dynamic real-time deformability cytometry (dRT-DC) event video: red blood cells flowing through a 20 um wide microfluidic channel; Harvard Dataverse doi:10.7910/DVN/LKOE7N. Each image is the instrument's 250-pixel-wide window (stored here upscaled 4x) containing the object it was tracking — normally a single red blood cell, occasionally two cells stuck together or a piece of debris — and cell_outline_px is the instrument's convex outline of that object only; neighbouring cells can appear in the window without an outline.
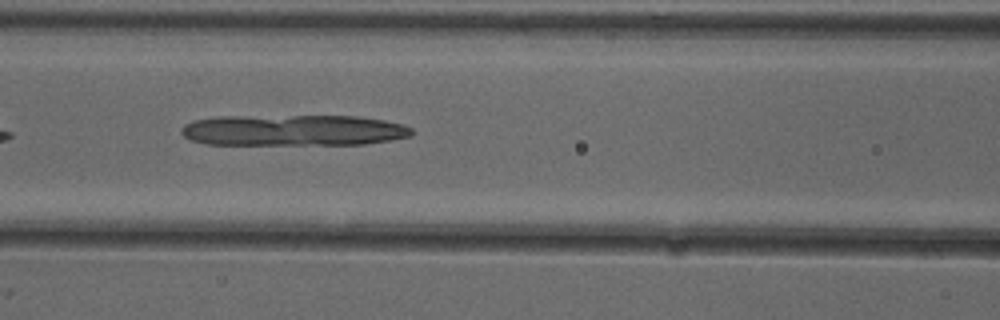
{"species": "common noctule bat (a hibernating species)", "species_latin": "Nyctalus noctula", "temperature_condition": "cold", "stored_images_in_passage": 8, "camera_frame_rate_fps": 3000, "um_per_image_px": 0.085, "animal": {"sex": "female"}, "frame": {"image": 1, "passage_image": 7, "time_ms": 2.0, "image_size_px": [1000, 320], "cell_outline_px": [[412, 136], [392, 140], [364, 144], [204, 144], [192, 140], [184, 136], [180, 132], [180, 128], [184, 124], [192, 120], [216, 116], [356, 116], [384, 120], [404, 124], [412, 128]], "centroid_in_image_um": [24.92, 11.06], "position_along_channel_um": 141.7, "area_um2": 42.02}}
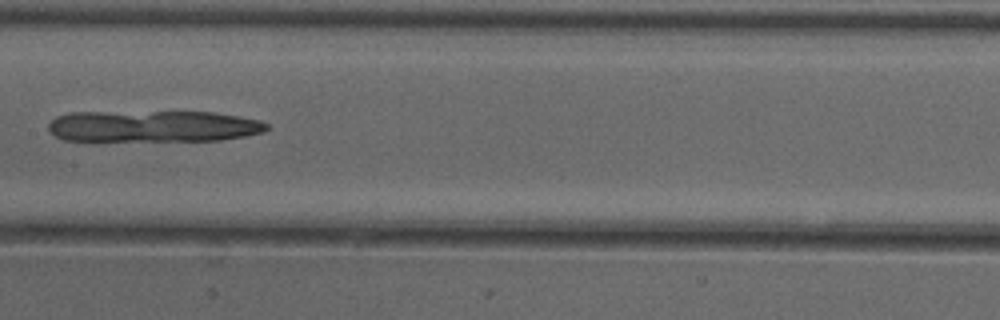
{"frame": {"image": 2, "passage_image": 8, "time_ms": 2.333, "image_size_px": [1000, 320], "cell_outline_px": [[272, 128], [264, 132], [244, 136], [220, 140], [64, 140], [48, 132], [48, 124], [56, 116], [72, 112], [212, 112], [260, 120], [268, 124]], "centroid_in_image_um": [13.03, 10.72], "position_along_channel_um": 194.4, "area_um2": 40.0}}